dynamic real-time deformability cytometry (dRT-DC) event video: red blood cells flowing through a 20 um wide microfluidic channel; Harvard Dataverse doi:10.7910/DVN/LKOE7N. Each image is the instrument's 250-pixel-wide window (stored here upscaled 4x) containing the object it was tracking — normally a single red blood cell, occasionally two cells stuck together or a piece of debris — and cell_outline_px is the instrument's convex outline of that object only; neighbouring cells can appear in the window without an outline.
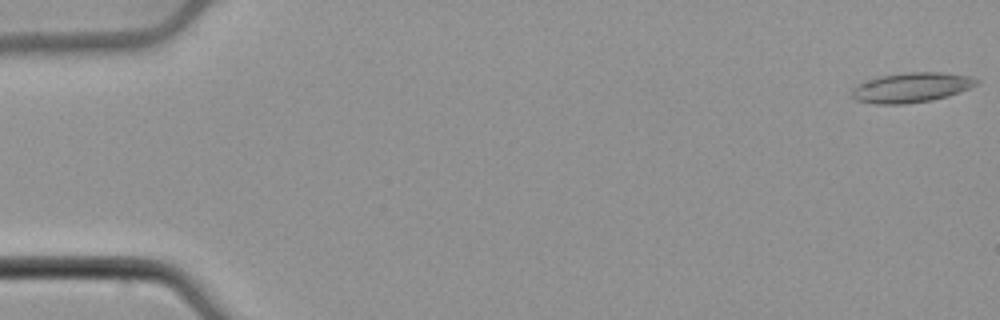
{"species": "common noctule bat (a hibernating species)", "species_latin": "Nyctalus noctula", "temperature_condition": "cold", "stored_images_in_passage": 53, "camera_frame_rate_fps": 3000, "um_per_image_px": 0.085, "animal": {"sex": "male", "body_mass_g": 21.5, "forearm_length_mm": 52.0}, "frame": {"image": 1, "passage_image": 1, "time_ms": 0.0, "image_size_px": [1000, 320], "cell_outline_px": [[980, 80], [976, 84], [968, 88], [948, 96], [932, 100], [904, 104], [876, 104], [856, 100], [852, 96], [852, 88], [868, 80], [880, 76], [908, 72], [944, 72], [972, 76]], "centroid_in_image_um": [77.49, 7.43], "position_along_channel_um": 7.5, "area_um2": 21.56}}
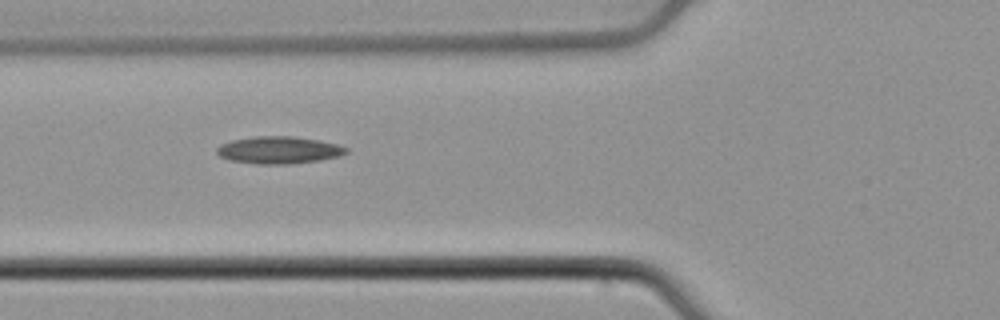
{"frame": {"image": 2, "passage_image": 20, "time_ms": 6.333, "image_size_px": [1000, 320], "cell_outline_px": [[348, 152], [340, 156], [320, 160], [292, 164], [256, 164], [228, 160], [220, 156], [216, 152], [216, 148], [220, 144], [232, 140], [256, 136], [296, 136], [320, 140], [336, 144], [348, 148]], "centroid_in_image_um": [23.7, 12.75], "position_along_channel_um": 102.1, "area_um2": 20.75}}
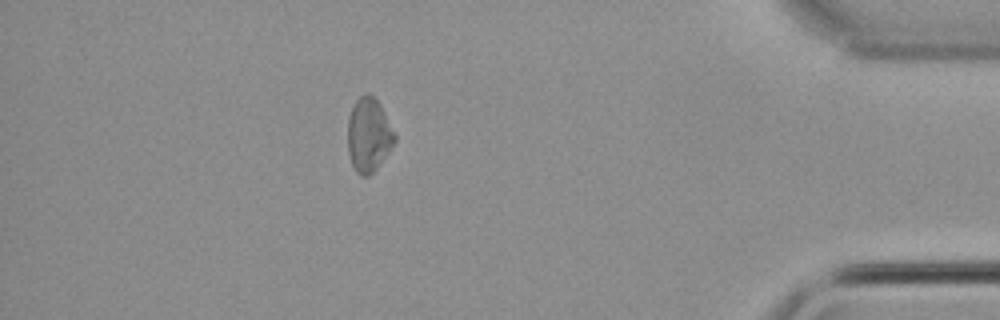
{"frame": {"image": 3, "passage_image": 47, "time_ms": 15.333, "image_size_px": [1000, 320], "cell_outline_px": [[396, 140], [388, 152], [376, 168], [368, 176], [360, 176], [356, 172], [352, 164], [348, 152], [348, 116], [356, 100], [364, 92], [368, 92], [380, 104], [396, 136]], "centroid_in_image_um": [31.32, 11.46], "position_along_channel_um": 403.9, "area_um2": 20.06}, "authors_computed_cell_mechanics": {"area_um2": 19.9988, "velocity_mm_per_s": 3.8766, "shape_relaxation_time_tau1_ms": null, "shape_relaxation_time_tau2_ms": 5.6309, "deformation_change_tau1": null, "deformation_change_tau2": 0.1704}}